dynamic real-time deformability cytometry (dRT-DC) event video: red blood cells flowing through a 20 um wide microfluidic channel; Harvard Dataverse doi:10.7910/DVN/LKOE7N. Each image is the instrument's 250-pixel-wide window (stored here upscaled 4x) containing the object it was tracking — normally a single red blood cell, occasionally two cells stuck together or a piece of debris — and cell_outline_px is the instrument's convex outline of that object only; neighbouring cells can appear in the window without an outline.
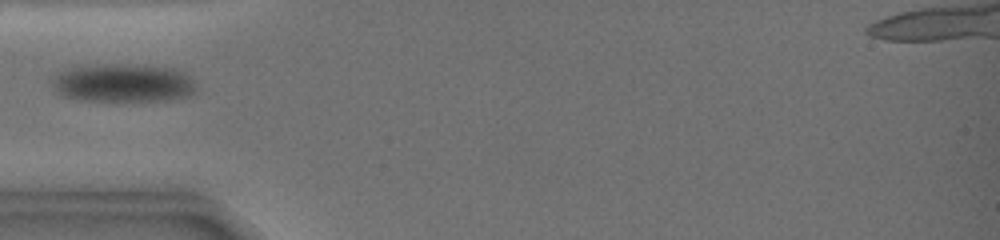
{"species": "common noctule bat (a hibernating species)", "species_latin": "Nyctalus noctula", "temperature_condition": "warm", "stored_images_in_passage": 30, "camera_frame_rate_fps": 3000, "um_per_image_px": 0.085, "animal": {"sex": "female", "body_mass_g": 19.0, "forearm_length_mm": 51.5}, "frame": {"image": 1, "passage_image": 1, "time_ms": 0.0, "image_size_px": [1000, 240], "cell_outline_px": [[184, 88], [180, 92], [160, 96], [136, 100], [112, 100], [72, 96], [64, 92], [60, 88], [60, 76], [64, 72], [76, 64], [144, 64], [164, 68], [180, 72], [184, 76]], "centroid_in_image_um": [10.25, 6.93], "position_along_channel_um": 74.8, "area_um2": 27.63}}
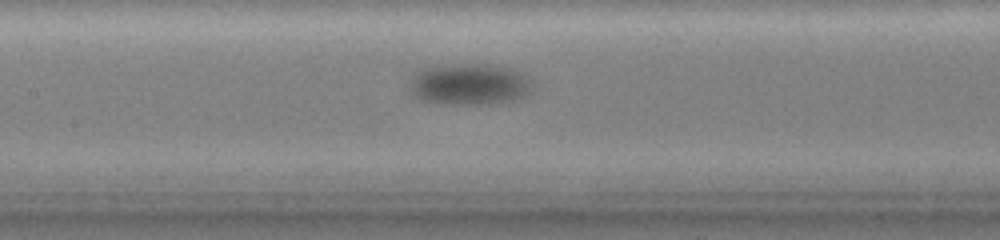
{"frame": {"image": 2, "passage_image": 10, "time_ms": 3.0, "image_size_px": [1000, 240], "cell_outline_px": [[528, 84], [524, 92], [520, 96], [500, 100], [444, 100], [424, 96], [416, 88], [416, 80], [420, 72], [424, 68], [468, 64], [484, 64], [512, 68], [528, 76]], "centroid_in_image_um": [40.08, 7.02], "position_along_channel_um": 167.3, "area_um2": 25.09}}
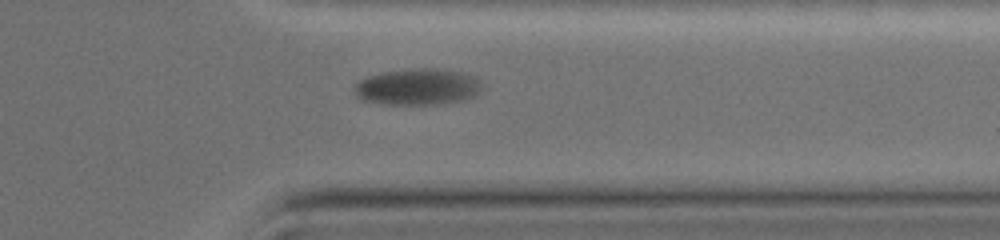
{"frame": {"image": 3, "passage_image": 28, "time_ms": 9.667, "image_size_px": [1000, 240], "cell_outline_px": [[484, 88], [480, 92], [464, 100], [436, 104], [388, 104], [360, 100], [352, 92], [356, 84], [360, 80], [368, 76], [384, 72], [420, 68], [432, 68], [468, 72]], "centroid_in_image_um": [35.49, 7.38], "position_along_channel_um": 375.9, "area_um2": 27.05}}